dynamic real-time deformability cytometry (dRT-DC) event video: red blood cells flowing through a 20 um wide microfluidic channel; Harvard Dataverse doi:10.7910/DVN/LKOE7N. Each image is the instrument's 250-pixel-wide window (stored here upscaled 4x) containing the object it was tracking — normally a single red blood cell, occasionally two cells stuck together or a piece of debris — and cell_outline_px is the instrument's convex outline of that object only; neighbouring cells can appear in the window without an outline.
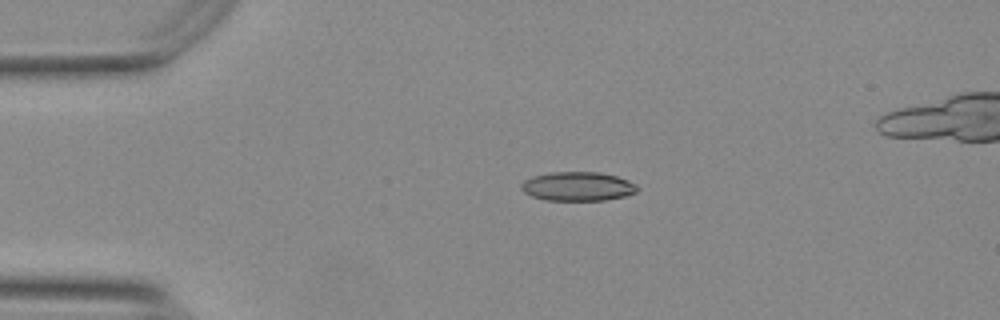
{"species": "Egyptian fruit bat (a non-hibernating species)", "species_latin": "Rousettus aegyptiacus", "temperature_condition": "warm", "stored_images_in_passage": 42, "camera_frame_rate_fps": 3000, "um_per_image_px": 0.085, "animal": {"sex": "female"}, "frame": {"image": 1, "passage_image": 1, "time_ms": 0.0, "image_size_px": [1000, 320], "cell_outline_px": [[640, 188], [636, 192], [624, 196], [604, 200], [544, 200], [532, 196], [524, 192], [520, 188], [520, 184], [524, 180], [532, 176], [552, 172], [596, 172], [616, 176], [628, 180], [636, 184]], "centroid_in_image_um": [49.09, 15.84], "position_along_channel_um": 35.9, "area_um2": 19.65}}
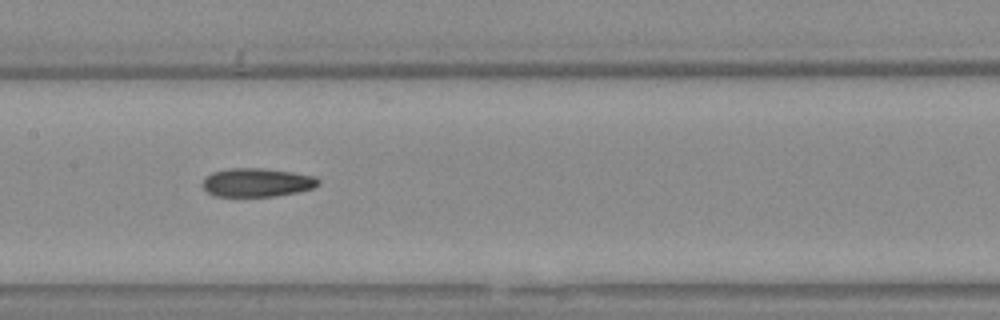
{"frame": {"image": 2, "passage_image": 16, "time_ms": 5.0, "image_size_px": [1000, 320], "cell_outline_px": [[320, 184], [312, 188], [296, 192], [276, 196], [216, 196], [208, 192], [204, 188], [204, 180], [212, 172], [232, 168], [260, 168], [292, 172], [316, 176], [320, 180]], "centroid_in_image_um": [21.89, 15.51], "position_along_channel_um": 185.5, "area_um2": 19.07}}
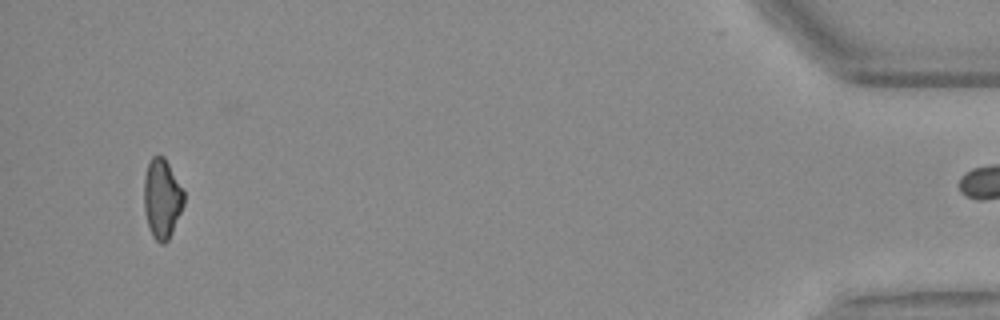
{"frame": {"image": 3, "passage_image": 41, "time_ms": 13.333, "image_size_px": [1000, 320], "cell_outline_px": [[184, 204], [172, 232], [168, 240], [164, 244], [160, 244], [152, 236], [148, 224], [144, 208], [144, 180], [148, 164], [152, 156], [164, 156], [184, 192]], "centroid_in_image_um": [13.77, 16.89], "position_along_channel_um": 421.4, "area_um2": 18.26}, "authors_computed_cell_mechanics": {"area_um2": 19.1318, "velocity_mm_per_s": 3.7916, "shape_relaxation_time_tau1_ms": null, "shape_relaxation_time_tau2_ms": 2.7978, "deformation_change_tau1": null, "deformation_change_tau2": 0.1109}}